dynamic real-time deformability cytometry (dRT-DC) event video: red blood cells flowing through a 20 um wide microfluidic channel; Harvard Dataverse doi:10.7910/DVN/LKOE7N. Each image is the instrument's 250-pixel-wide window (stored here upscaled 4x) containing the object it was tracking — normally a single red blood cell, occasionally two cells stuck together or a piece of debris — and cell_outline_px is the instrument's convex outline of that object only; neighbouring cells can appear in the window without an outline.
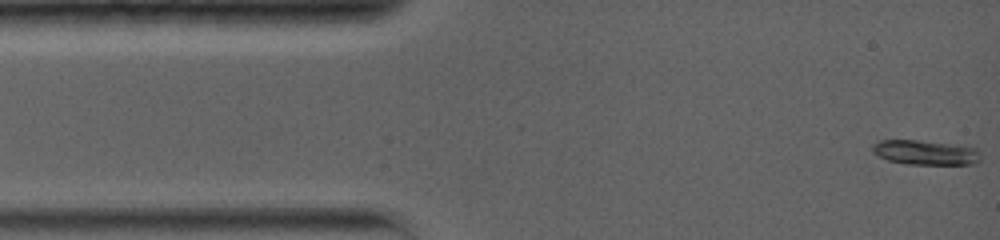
{"species": "common noctule bat (a hibernating species)", "species_latin": "Nyctalus noctula", "temperature_condition": "warm", "stored_images_in_passage": 16, "camera_frame_rate_fps": 5000, "um_per_image_px": 0.085, "animal": {"sex": "female", "body_mass_g": 19.0, "forearm_length_mm": 56.7}, "frame": {"image": 1, "passage_image": 1, "time_ms": 0.0, "image_size_px": [1000, 240], "cell_outline_px": [[980, 160], [976, 164], [904, 164], [888, 160], [872, 152], [872, 144], [880, 140], [916, 140], [968, 144], [980, 148]], "centroid_in_image_um": [78.76, 12.94], "position_along_channel_um": 6.2, "area_um2": 16.13}}
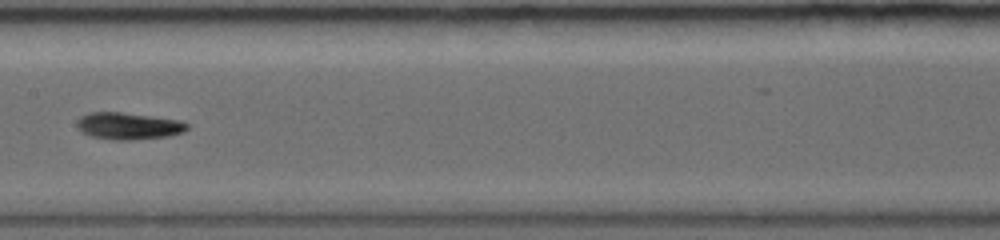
{"frame": {"image": 2, "passage_image": 7, "time_ms": 7.0, "image_size_px": [1000, 240], "cell_outline_px": [[188, 128], [184, 132], [168, 136], [132, 140], [116, 140], [92, 136], [80, 132], [76, 124], [76, 120], [80, 116], [88, 112], [120, 112], [152, 116], [180, 120], [188, 124]], "centroid_in_image_um": [10.89, 10.7], "position_along_channel_um": 196.5, "area_um2": 17.4}}
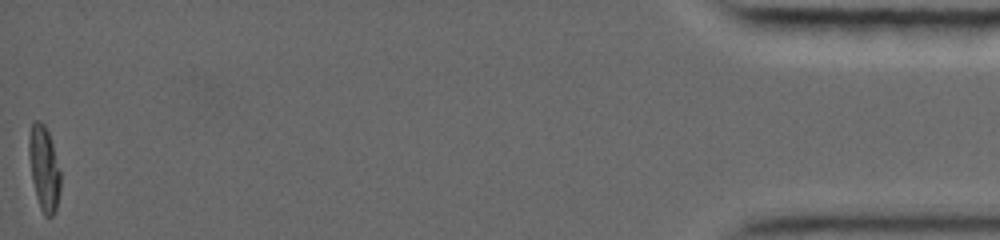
{"frame": {"image": 3, "passage_image": 16, "time_ms": 16.8, "image_size_px": [1000, 240], "cell_outline_px": [[60, 192], [56, 208], [52, 216], [44, 216], [40, 208], [36, 196], [32, 180], [28, 152], [28, 136], [32, 120], [40, 120], [44, 124], [48, 132], [52, 144], [60, 172]], "centroid_in_image_um": [3.72, 14.28], "position_along_channel_um": 431.5, "area_um2": 15.61}, "authors_computed_cell_mechanics": {"area_um2": 16.0684, "velocity_mm_per_s": 3.8266, "shape_relaxation_time_tau1_ms": 4.7751, "shape_relaxation_time_tau2_ms": 8.2136, "deformation_change_tau1": 0.2135, "deformation_change_tau2": 0.1306}}